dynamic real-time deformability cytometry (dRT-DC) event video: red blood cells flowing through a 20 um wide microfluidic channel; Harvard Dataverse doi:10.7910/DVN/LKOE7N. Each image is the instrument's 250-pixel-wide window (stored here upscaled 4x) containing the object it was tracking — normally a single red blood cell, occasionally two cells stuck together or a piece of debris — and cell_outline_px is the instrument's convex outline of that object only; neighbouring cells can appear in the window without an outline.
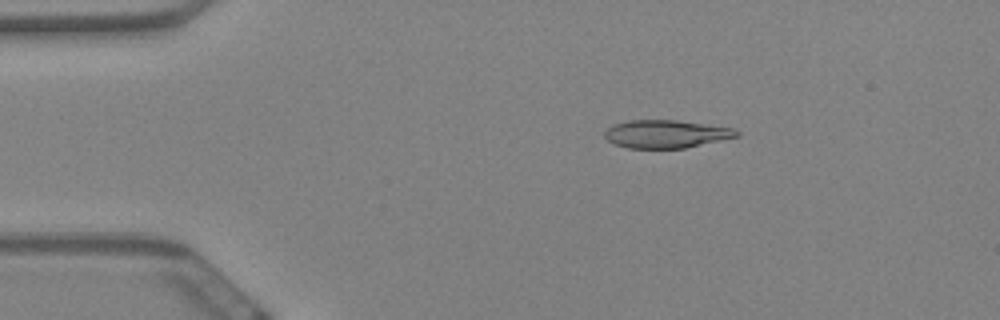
{"species": "Egyptian fruit bat (a non-hibernating species)", "species_latin": "Rousettus aegyptiacus", "temperature_condition": "warm", "stored_images_in_passage": 59, "camera_frame_rate_fps": 3000, "um_per_image_px": 0.085, "animal": {"sex": "female"}, "frame": {"image": 1, "passage_image": 10, "time_ms": 3.0, "image_size_px": [1000, 320], "cell_outline_px": [[740, 136], [684, 148], [628, 148], [616, 144], [608, 140], [604, 136], [604, 132], [612, 124], [628, 120], [676, 120], [732, 128], [740, 132]], "centroid_in_image_um": [56.59, 11.38], "position_along_channel_um": 28.4, "area_um2": 21.39}}
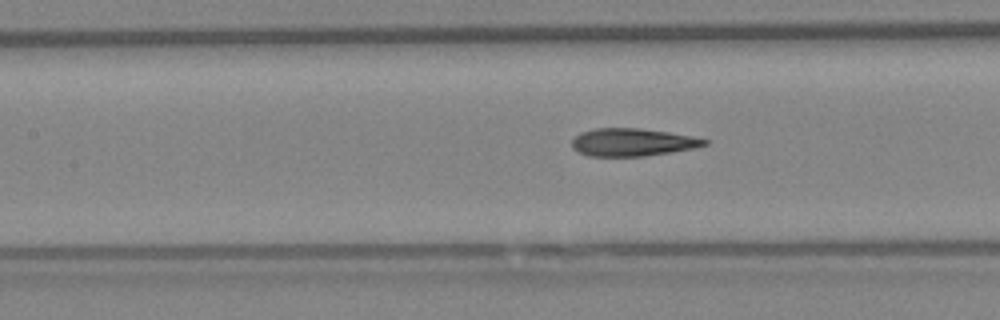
{"frame": {"image": 2, "passage_image": 26, "time_ms": 8.333, "image_size_px": [1000, 320], "cell_outline_px": [[708, 144], [692, 148], [672, 152], [644, 156], [588, 156], [572, 148], [572, 140], [580, 132], [596, 128], [640, 128], [668, 132], [692, 136], [708, 140]], "centroid_in_image_um": [53.74, 12.09], "position_along_channel_um": 153.7, "area_um2": 21.33}}
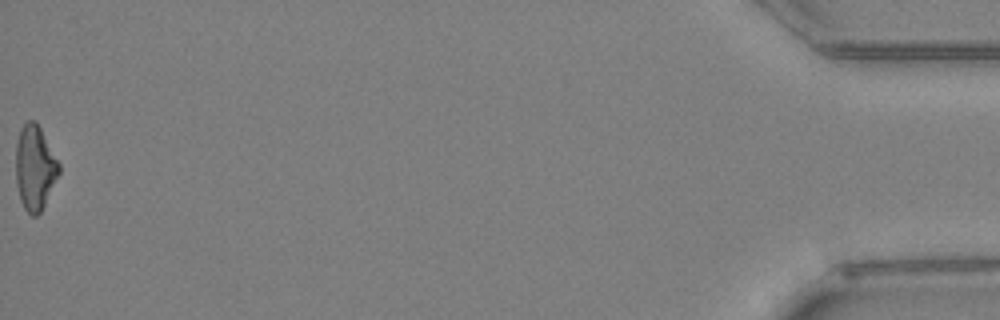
{"frame": {"image": 3, "passage_image": 59, "time_ms": 19.333, "image_size_px": [1000, 320], "cell_outline_px": [[60, 172], [40, 212], [36, 216], [32, 216], [24, 208], [20, 200], [16, 184], [16, 144], [20, 128], [28, 120], [36, 120], [60, 164]], "centroid_in_image_um": [2.95, 14.23], "position_along_channel_um": 432.2, "area_um2": 21.21}, "authors_computed_cell_mechanics": {"area_um2": 21.6172, "velocity_mm_per_s": 3.4621, "shape_relaxation_time_tau1_ms": null, "shape_relaxation_time_tau2_ms": 2.6761, "deformation_change_tau1": null, "deformation_change_tau2": 0.1284}}